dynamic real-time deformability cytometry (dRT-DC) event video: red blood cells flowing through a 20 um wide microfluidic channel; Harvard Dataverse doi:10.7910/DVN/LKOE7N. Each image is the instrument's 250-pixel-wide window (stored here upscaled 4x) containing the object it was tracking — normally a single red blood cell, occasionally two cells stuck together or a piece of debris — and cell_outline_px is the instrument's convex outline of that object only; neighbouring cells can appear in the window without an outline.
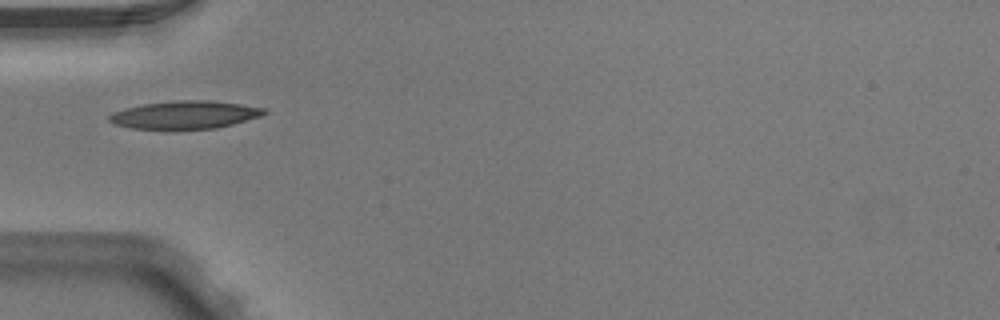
{"species": "Egyptian fruit bat (a non-hibernating species)", "species_latin": "Rousettus aegyptiacus", "temperature_condition": "warm", "stored_images_in_passage": 2, "camera_frame_rate_fps": 3000, "um_per_image_px": 0.085, "animal": {"sex": "male"}, "frame": {"image": 1, "passage_image": 1, "time_ms": 0.0, "image_size_px": [1000, 320], "cell_outline_px": [[268, 112], [264, 116], [216, 128], [132, 128], [116, 124], [108, 120], [108, 116], [112, 112], [124, 108], [144, 104], [172, 100], [212, 100], [240, 104], [264, 108]], "centroid_in_image_um": [15.75, 9.74], "position_along_channel_um": 69.3, "area_um2": 25.03}}
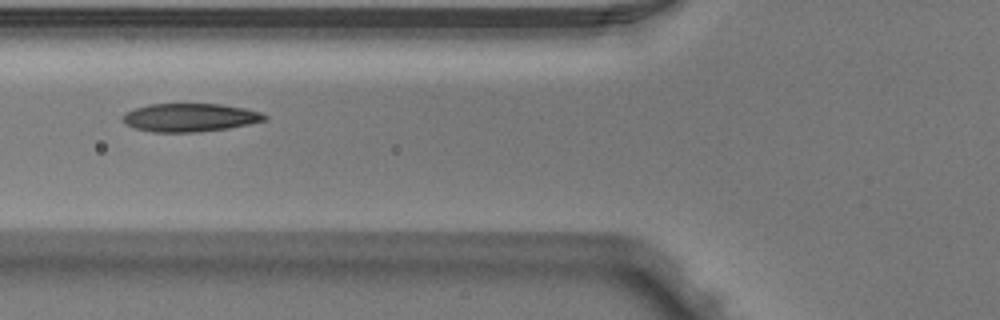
{"frame": {"image": 2, "passage_image": 2, "time_ms": 0.333, "image_size_px": [1000, 320], "cell_outline_px": [[268, 120], [228, 128], [200, 132], [152, 132], [136, 128], [124, 124], [124, 112], [148, 104], [220, 104], [244, 108], [260, 112], [268, 116]], "centroid_in_image_um": [16.16, 9.99], "position_along_channel_um": 109.6, "area_um2": 23.35}}